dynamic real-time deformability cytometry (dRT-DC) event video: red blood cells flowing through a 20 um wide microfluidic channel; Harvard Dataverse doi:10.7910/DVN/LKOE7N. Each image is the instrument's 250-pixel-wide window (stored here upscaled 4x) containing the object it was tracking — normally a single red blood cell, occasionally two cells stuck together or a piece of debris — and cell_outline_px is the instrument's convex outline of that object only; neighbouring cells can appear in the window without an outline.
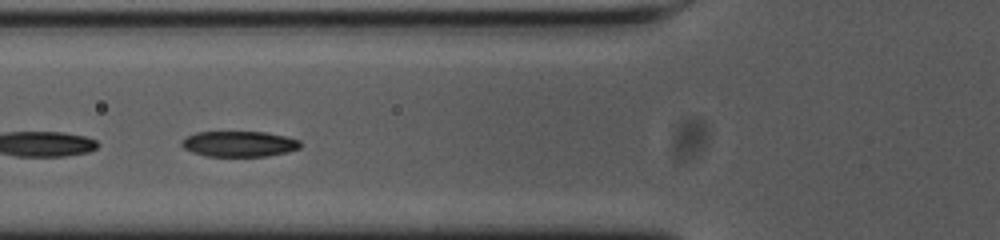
{"species": "common noctule bat (a hibernating species)", "species_latin": "Nyctalus noctula", "temperature_condition": "cold", "stored_images_in_passage": 10, "camera_frame_rate_fps": 3000, "um_per_image_px": 0.085, "animal": {"sex": "female", "body_mass_g": 23.0, "forearm_length_mm": 53.4}, "frame": {"image": 1, "passage_image": 6, "time_ms": 1.667, "image_size_px": [1000, 240], "cell_outline_px": [[300, 148], [288, 152], [268, 156], [208, 156], [192, 152], [184, 148], [180, 144], [188, 136], [196, 132], [264, 132], [284, 136], [300, 140]], "centroid_in_image_um": [20.35, 12.23], "position_along_channel_um": 105.5, "area_um2": 17.57}}